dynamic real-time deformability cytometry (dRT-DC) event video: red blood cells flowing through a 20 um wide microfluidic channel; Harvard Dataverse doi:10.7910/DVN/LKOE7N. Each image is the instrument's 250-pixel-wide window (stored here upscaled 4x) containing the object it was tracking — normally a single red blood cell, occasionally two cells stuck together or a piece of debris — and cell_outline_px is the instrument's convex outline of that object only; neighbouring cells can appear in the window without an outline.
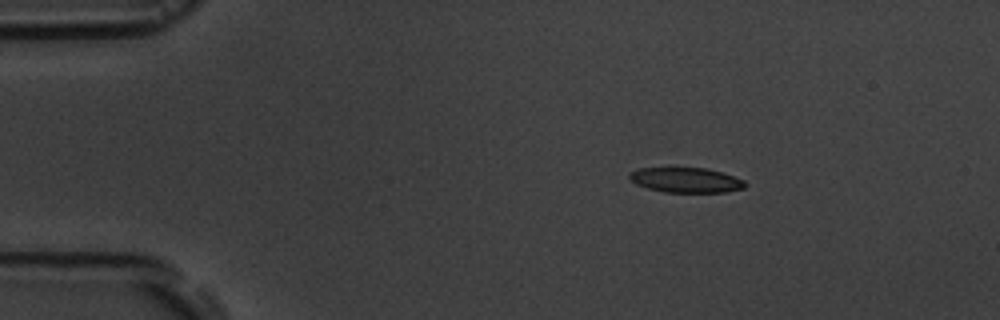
{"species": "common noctule bat (a hibernating species)", "species_latin": "Nyctalus noctula", "temperature_condition": "room temperature", "stored_images_in_passage": 14, "camera_frame_rate_fps": 3000, "um_per_image_px": 0.085, "animal": {"sex": "male", "body_mass_g": 19.5, "forearm_length_mm": 54.6}, "frame": {"image": 1, "passage_image": 1, "time_ms": 0.0, "image_size_px": [1000, 320], "cell_outline_px": [[748, 184], [744, 188], [724, 192], [664, 192], [648, 188], [636, 184], [628, 180], [628, 176], [632, 172], [640, 168], [704, 168], [720, 172], [744, 180]], "centroid_in_image_um": [58.29, 15.31], "position_along_channel_um": 26.7, "area_um2": 16.7}}
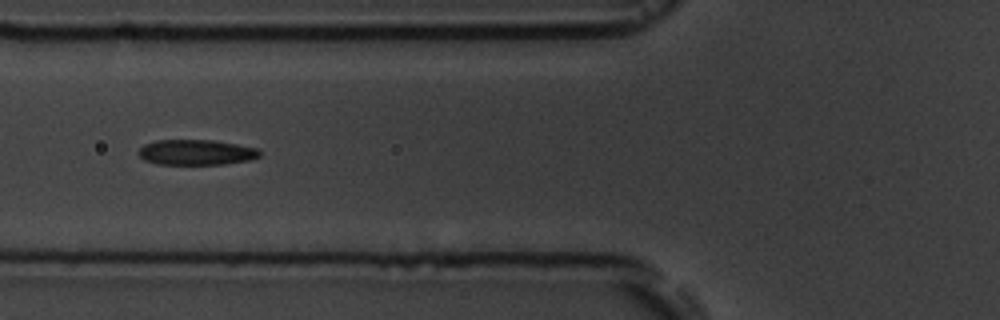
{"frame": {"image": 2, "passage_image": 4, "time_ms": 4.0, "image_size_px": [1000, 320], "cell_outline_px": [[260, 156], [248, 160], [224, 164], [156, 164], [144, 160], [136, 152], [144, 144], [156, 140], [212, 140], [260, 148]], "centroid_in_image_um": [16.66, 12.94], "position_along_channel_um": 109.1, "area_um2": 17.98}}
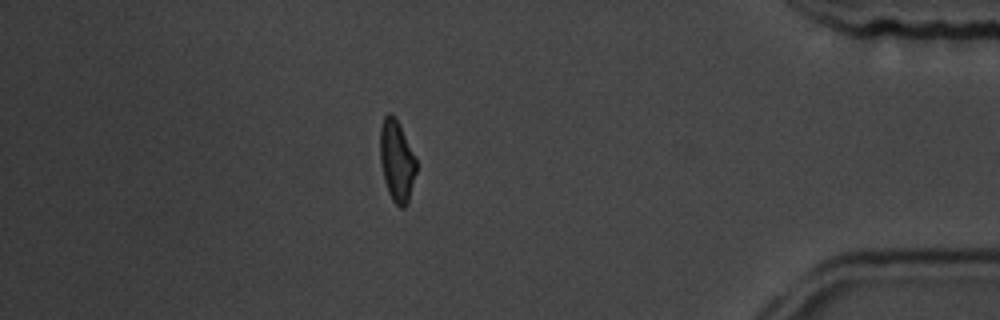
{"frame": {"image": 3, "passage_image": 12, "time_ms": 13.0, "image_size_px": [1000, 320], "cell_outline_px": [[416, 172], [408, 204], [404, 208], [400, 208], [392, 200], [388, 192], [384, 180], [380, 164], [380, 128], [384, 116], [388, 112], [392, 112], [400, 124], [416, 156]], "centroid_in_image_um": [33.73, 13.66], "position_along_channel_um": 401.5, "area_um2": 17.57}, "authors_computed_cell_mechanics": {"area_um2": 17.5134, "velocity_mm_per_s": 3.7031, "shape_relaxation_time_tau1_ms": 3.3199, "shape_relaxation_time_tau2_ms": 2.0477, "deformation_change_tau1": 0.1376, "deformation_change_tau2": 0.082}}